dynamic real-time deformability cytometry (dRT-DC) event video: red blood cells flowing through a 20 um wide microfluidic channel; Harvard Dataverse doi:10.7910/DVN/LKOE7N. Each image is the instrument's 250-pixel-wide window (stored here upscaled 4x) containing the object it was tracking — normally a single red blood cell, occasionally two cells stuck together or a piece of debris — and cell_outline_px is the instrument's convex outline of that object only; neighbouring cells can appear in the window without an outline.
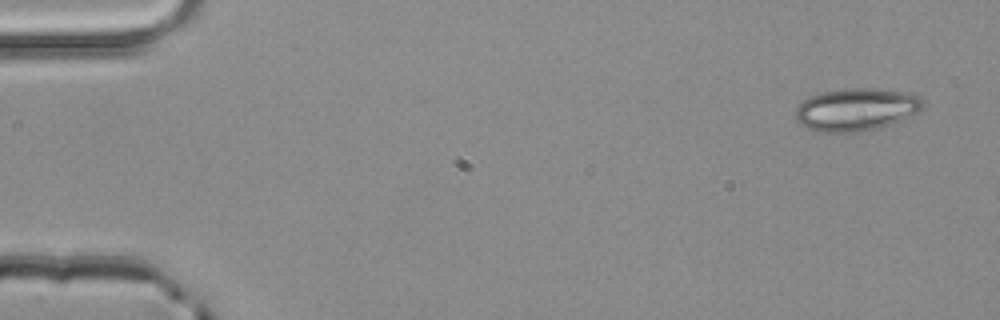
{"species": "common noctule bat (a hibernating species)", "species_latin": "Nyctalus noctula", "temperature_condition": "room temperature", "stored_images_in_passage": 3, "camera_frame_rate_fps": 3000, "um_per_image_px": 0.085, "animal": {"sex": "male", "body_mass_g": 20.4}, "frame": {"image": 1, "passage_image": 1, "time_ms": 0.0, "image_size_px": [1000, 320], "cell_outline_px": [[924, 108], [904, 120], [892, 124], [876, 128], [856, 132], [816, 132], [800, 124], [796, 116], [796, 108], [808, 96], [824, 92], [852, 88], [872, 88], [908, 92], [920, 96], [924, 100]], "centroid_in_image_um": [72.83, 9.31], "position_along_channel_um": 12.2, "area_um2": 31.79}}